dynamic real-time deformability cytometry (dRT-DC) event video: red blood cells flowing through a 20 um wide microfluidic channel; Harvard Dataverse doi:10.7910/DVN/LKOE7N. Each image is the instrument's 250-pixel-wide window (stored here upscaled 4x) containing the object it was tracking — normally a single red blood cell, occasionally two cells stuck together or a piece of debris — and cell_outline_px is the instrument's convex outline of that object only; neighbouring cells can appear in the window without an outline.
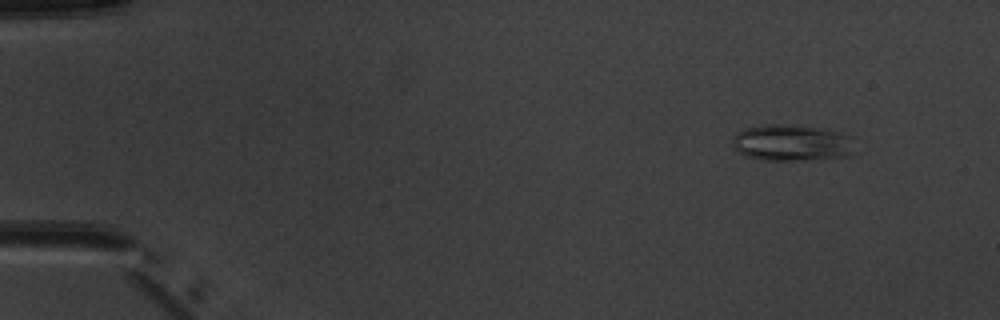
{"species": "common noctule bat (a hibernating species)", "species_latin": "Nyctalus noctula", "temperature_condition": "warm", "stored_images_in_passage": 4, "camera_frame_rate_fps": 3000, "um_per_image_px": 0.085, "animal": {"sex": "male", "body_mass_g": 20.1, "forearm_length_mm": 53.5}, "frame": {"image": 1, "passage_image": 1, "time_ms": 0.0, "image_size_px": [1000, 320], "cell_outline_px": [[852, 152], [848, 156], [812, 160], [764, 160], [748, 156], [740, 152], [732, 144], [732, 140], [744, 128], [764, 124], [784, 124], [820, 128], [840, 132], [852, 136]], "centroid_in_image_um": [67.33, 12.14], "position_along_channel_um": 17.7, "area_um2": 25.84}}